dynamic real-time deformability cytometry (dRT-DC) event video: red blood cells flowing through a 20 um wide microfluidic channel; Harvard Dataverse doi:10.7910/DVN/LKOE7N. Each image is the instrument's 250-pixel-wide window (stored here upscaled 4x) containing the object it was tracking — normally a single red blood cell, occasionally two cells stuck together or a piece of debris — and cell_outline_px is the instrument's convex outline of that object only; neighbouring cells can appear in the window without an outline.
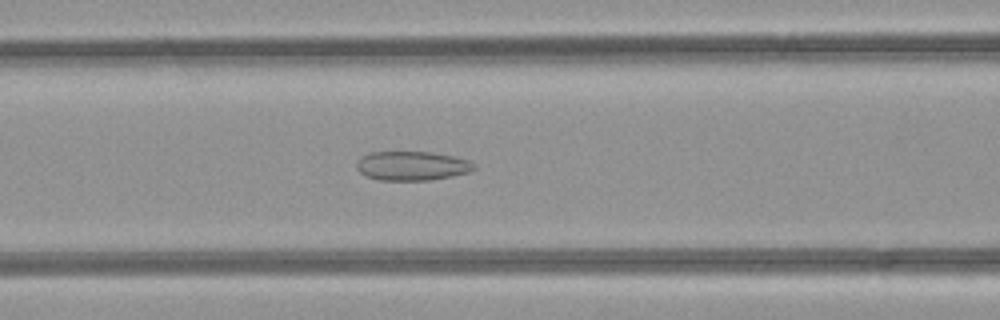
{"species": "common noctule bat (a hibernating species)", "species_latin": "Nyctalus noctula", "temperature_condition": "room temperature", "stored_images_in_passage": 47, "camera_frame_rate_fps": 3000, "um_per_image_px": 0.085, "animal": {"sex": "female", "body_mass_g": 21.9}, "frame": {"image": 1, "passage_image": 19, "time_ms": 6.0, "image_size_px": [1000, 320], "cell_outline_px": [[476, 168], [468, 172], [452, 176], [428, 180], [380, 180], [368, 176], [360, 172], [356, 168], [356, 160], [372, 152], [428, 152], [452, 156], [468, 160], [476, 164]], "centroid_in_image_um": [35.02, 14.1], "position_along_channel_um": 131.6, "area_um2": 19.77}}
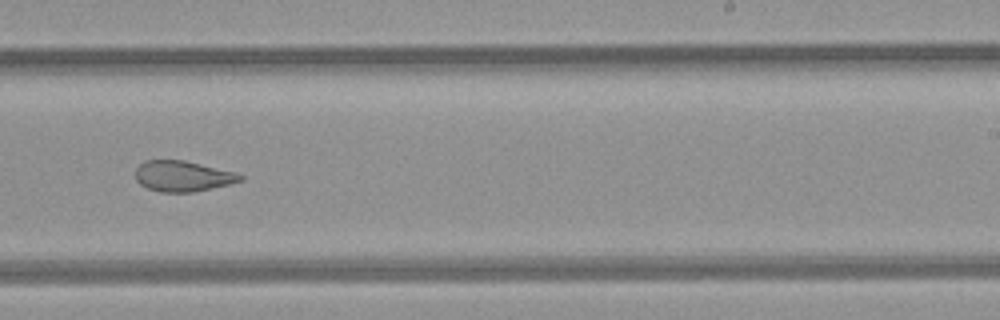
{"frame": {"image": 2, "passage_image": 29, "time_ms": 9.333, "image_size_px": [1000, 320], "cell_outline_px": [[244, 180], [228, 184], [192, 192], [160, 192], [148, 188], [140, 184], [136, 180], [136, 168], [144, 160], [184, 160], [236, 172], [244, 176]], "centroid_in_image_um": [15.53, 14.96], "position_along_channel_um": 273.5, "area_um2": 18.67}}
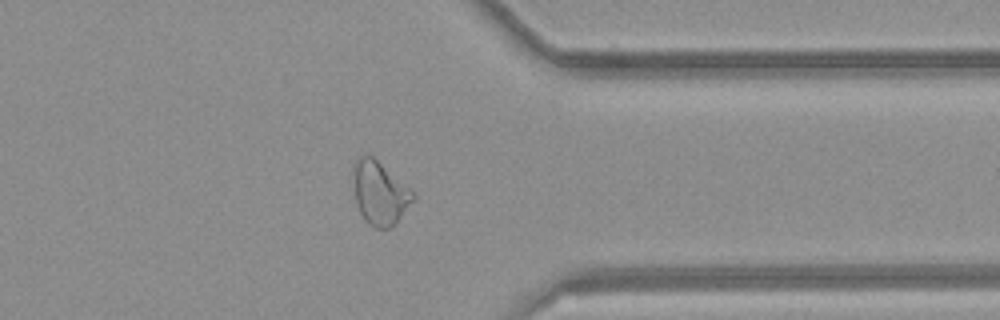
{"frame": {"image": 3, "passage_image": 37, "time_ms": 12.0, "image_size_px": [1000, 320], "cell_outline_px": [[416, 200], [392, 228], [372, 228], [364, 220], [356, 204], [352, 168], [356, 160], [360, 156], [372, 156], [416, 192]], "centroid_in_image_um": [32.32, 16.44], "position_along_channel_um": 379.1, "area_um2": 22.48}, "authors_computed_cell_mechanics": {"area_um2": 23.12, "velocity_mm_per_s": 4.2644, "shape_relaxation_time_tau1_ms": null, "shape_relaxation_time_tau2_ms": 1.9623, "deformation_change_tau1": null, "deformation_change_tau2": 0.0989}}